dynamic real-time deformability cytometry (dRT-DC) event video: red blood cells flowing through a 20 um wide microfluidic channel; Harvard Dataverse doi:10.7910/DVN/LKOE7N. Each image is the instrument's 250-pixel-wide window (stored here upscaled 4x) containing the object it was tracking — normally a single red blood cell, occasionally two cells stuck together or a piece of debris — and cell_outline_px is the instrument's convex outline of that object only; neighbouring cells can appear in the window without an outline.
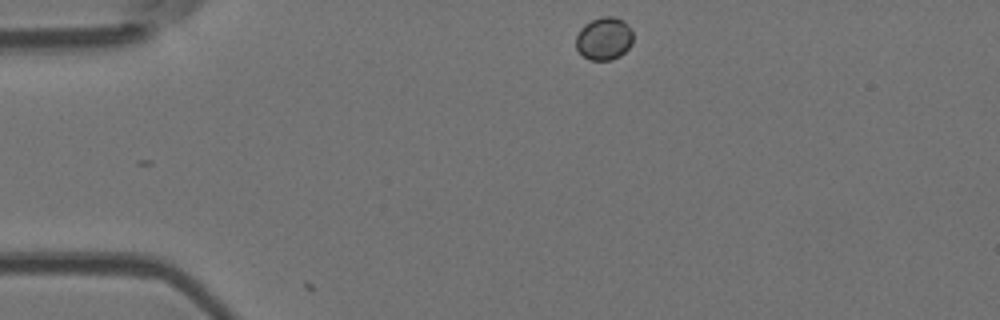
{"species": "Egyptian fruit bat (a non-hibernating species)", "species_latin": "Rousettus aegyptiacus", "temperature_condition": "room temperature", "stored_images_in_passage": 6, "camera_frame_rate_fps": 3000, "um_per_image_px": 0.085, "animal": {"sex": "female"}, "frame": {"image": 1, "passage_image": 1, "time_ms": 0.0, "image_size_px": [1000, 320], "cell_outline_px": [[632, 44], [620, 56], [612, 60], [592, 60], [584, 56], [576, 48], [576, 36], [580, 28], [584, 24], [592, 20], [604, 16], [616, 16], [628, 24], [632, 32]], "centroid_in_image_um": [51.35, 3.27], "position_along_channel_um": 33.7, "area_um2": 14.28}}
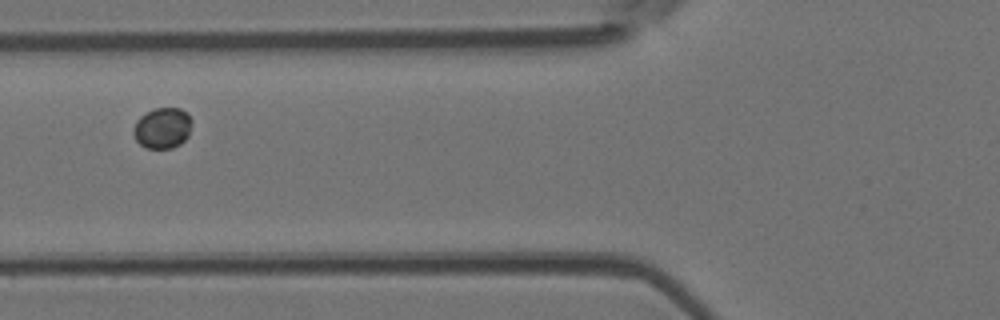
{"frame": {"image": 2, "passage_image": 4, "time_ms": 3.333, "image_size_px": [1000, 320], "cell_outline_px": [[192, 120], [188, 136], [180, 144], [172, 148], [144, 148], [136, 140], [132, 132], [136, 120], [140, 116], [156, 108], [180, 108], [188, 112]], "centroid_in_image_um": [13.81, 10.88], "position_along_channel_um": 112.0, "area_um2": 13.99}}
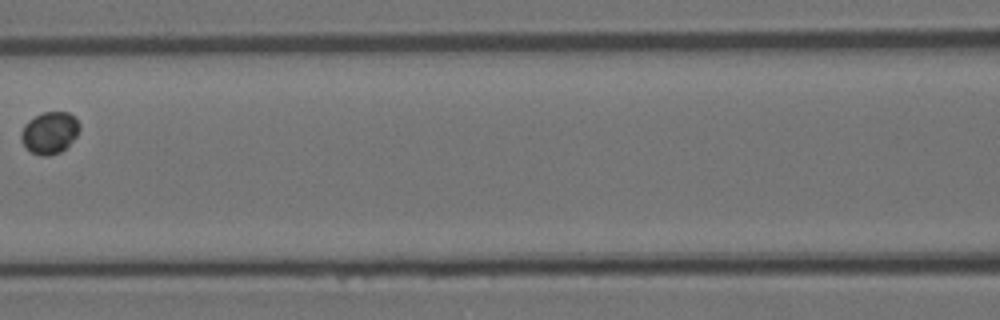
{"frame": {"image": 3, "passage_image": 5, "time_ms": 4.667, "image_size_px": [1000, 320], "cell_outline_px": [[80, 128], [76, 136], [60, 152], [48, 156], [40, 156], [24, 148], [20, 140], [20, 136], [24, 124], [28, 120], [44, 112], [68, 112], [80, 124]], "centroid_in_image_um": [4.17, 11.29], "position_along_channel_um": 162.4, "area_um2": 14.22}}